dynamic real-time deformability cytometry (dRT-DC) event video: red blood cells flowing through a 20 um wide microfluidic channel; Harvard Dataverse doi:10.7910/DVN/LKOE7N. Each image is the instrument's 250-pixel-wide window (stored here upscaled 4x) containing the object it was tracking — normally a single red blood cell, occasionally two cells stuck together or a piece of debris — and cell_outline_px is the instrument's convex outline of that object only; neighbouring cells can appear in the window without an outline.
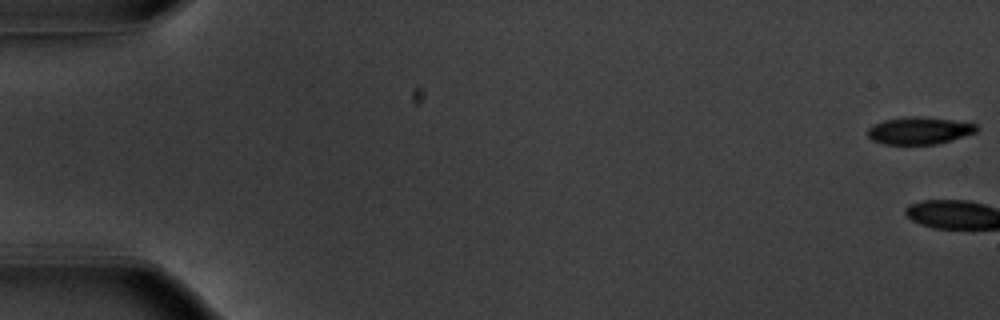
{"species": "common noctule bat (a hibernating species)", "species_latin": "Nyctalus noctula", "temperature_condition": "warm", "stored_images_in_passage": 4, "camera_frame_rate_fps": 3000, "um_per_image_px": 0.085, "animal": {"sex": "male", "body_mass_g": 20.1, "forearm_length_mm": 53.5}, "frame": {"image": 1, "passage_image": 1, "time_ms": 0.0, "image_size_px": [1000, 320], "cell_outline_px": [[980, 128], [976, 132], [936, 144], [884, 144], [872, 140], [868, 136], [868, 128], [872, 124], [884, 120], [904, 116], [920, 116], [952, 120], [976, 124]], "centroid_in_image_um": [78.11, 11.09], "position_along_channel_um": 6.9, "area_um2": 17.28}}